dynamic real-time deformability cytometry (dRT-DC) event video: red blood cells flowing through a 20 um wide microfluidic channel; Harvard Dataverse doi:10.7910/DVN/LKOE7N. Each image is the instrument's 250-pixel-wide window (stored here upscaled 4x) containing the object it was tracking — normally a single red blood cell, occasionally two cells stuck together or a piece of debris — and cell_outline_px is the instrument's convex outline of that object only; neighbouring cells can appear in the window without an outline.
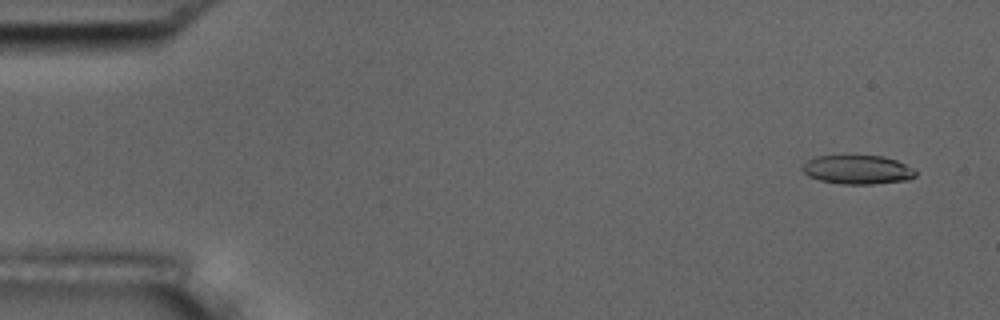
{"species": "common noctule bat (a hibernating species)", "species_latin": "Nyctalus noctula", "temperature_condition": "room temperature", "stored_images_in_passage": 5, "camera_frame_rate_fps": 3000, "um_per_image_px": 0.085, "animal": {"sex": "male", "body_mass_g": 17.5, "forearm_length_mm": 52.3}, "frame": {"image": 1, "passage_image": 1, "time_ms": 0.0, "image_size_px": [1000, 320], "cell_outline_px": [[916, 176], [908, 180], [872, 184], [844, 184], [820, 180], [808, 176], [800, 168], [808, 160], [816, 156], [884, 156], [896, 160], [912, 168], [916, 172]], "centroid_in_image_um": [72.89, 14.42], "position_along_channel_um": 12.1, "area_um2": 18.96}}
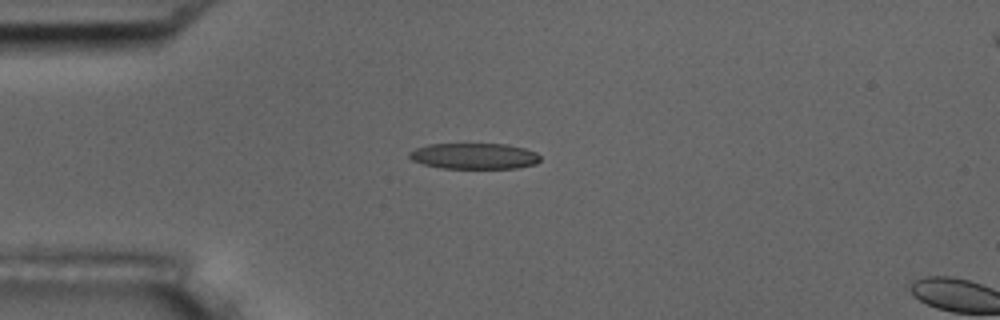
{"frame": {"image": 2, "passage_image": 4, "time_ms": 3.667, "image_size_px": [1000, 320], "cell_outline_px": [[540, 160], [536, 164], [516, 168], [440, 168], [424, 164], [412, 160], [408, 156], [408, 152], [416, 148], [428, 144], [508, 144], [524, 148], [536, 152], [540, 156]], "centroid_in_image_um": [40.31, 13.26], "position_along_channel_um": 44.7, "area_um2": 19.83}}